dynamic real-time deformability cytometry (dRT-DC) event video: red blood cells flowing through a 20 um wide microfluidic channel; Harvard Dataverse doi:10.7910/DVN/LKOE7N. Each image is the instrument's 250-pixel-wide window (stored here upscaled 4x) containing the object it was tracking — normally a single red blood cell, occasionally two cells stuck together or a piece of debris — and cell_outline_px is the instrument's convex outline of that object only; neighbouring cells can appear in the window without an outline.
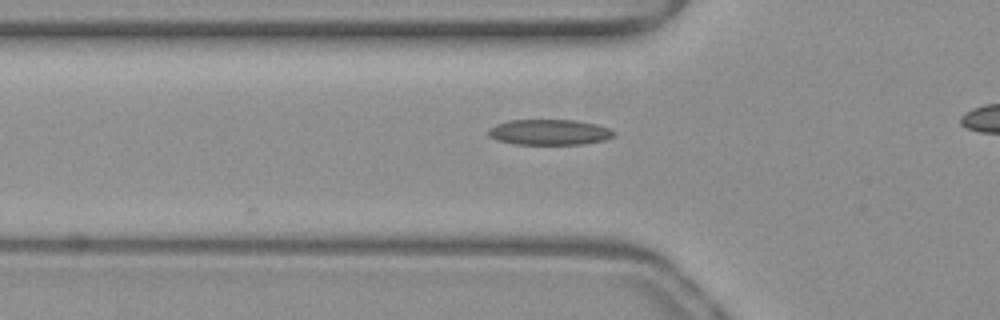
{"species": "common noctule bat (a hibernating species)", "species_latin": "Nyctalus noctula", "temperature_condition": "warm", "stored_images_in_passage": 27, "camera_frame_rate_fps": 3000, "um_per_image_px": 0.085, "animal": {"sex": "female", "body_mass_g": 19.3, "forearm_length_mm": 54.1}, "frame": {"image": 1, "passage_image": 2, "time_ms": 0.333, "image_size_px": [1000, 320], "cell_outline_px": [[616, 136], [604, 140], [584, 144], [512, 144], [496, 140], [488, 136], [488, 132], [496, 124], [508, 120], [576, 120], [596, 124], [608, 128], [616, 132]], "centroid_in_image_um": [46.71, 11.24], "position_along_channel_um": 79.1, "area_um2": 18.79}}
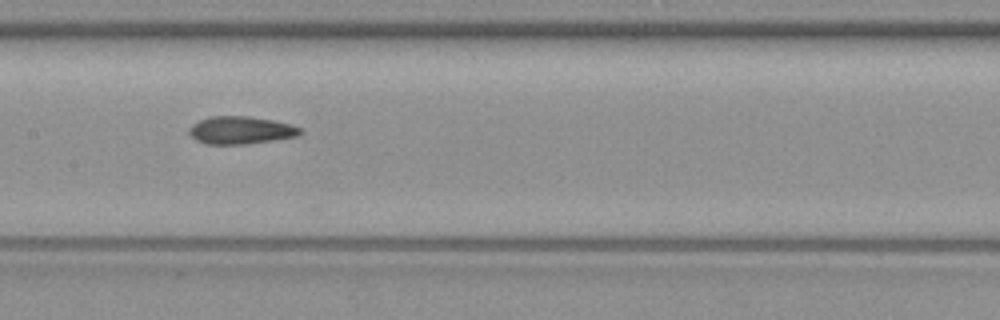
{"frame": {"image": 2, "passage_image": 10, "time_ms": 3.0, "image_size_px": [1000, 320], "cell_outline_px": [[304, 132], [296, 136], [272, 140], [244, 144], [204, 144], [196, 140], [188, 132], [188, 128], [192, 124], [208, 116], [248, 116], [272, 120], [288, 124], [300, 128]], "centroid_in_image_um": [20.41, 11.06], "position_along_channel_um": 187.0, "area_um2": 17.8}}
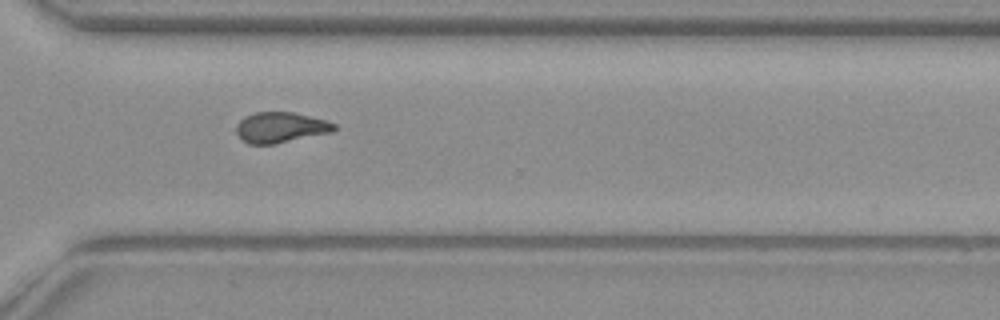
{"frame": {"image": 3, "passage_image": 22, "time_ms": 7.0, "image_size_px": [1000, 320], "cell_outline_px": [[336, 128], [332, 132], [276, 144], [248, 144], [236, 132], [236, 124], [244, 116], [252, 112], [292, 112], [328, 120], [336, 124]], "centroid_in_image_um": [23.86, 10.82], "position_along_channel_um": 346.7, "area_um2": 17.57}}